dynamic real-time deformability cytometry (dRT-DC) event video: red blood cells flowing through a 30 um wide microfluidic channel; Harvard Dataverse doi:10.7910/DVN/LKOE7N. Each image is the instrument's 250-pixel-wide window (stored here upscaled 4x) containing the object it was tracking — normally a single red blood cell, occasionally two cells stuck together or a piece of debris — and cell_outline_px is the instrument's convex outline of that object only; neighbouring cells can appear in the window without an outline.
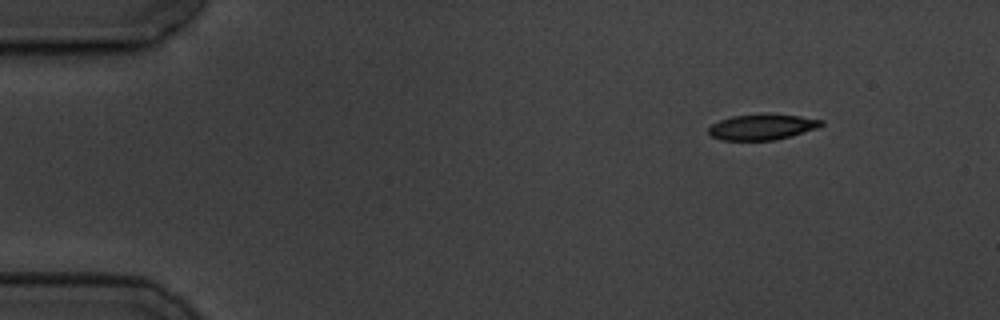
{"species": "common noctule bat (a hibernating species)", "species_latin": "Nyctalus noctula", "temperature_condition": "cold", "stored_images_in_passage": 5, "segment_of_instrument_passage": [1, 2], "camera_frame_rate_fps": 3000, "um_per_image_px": 0.085, "animal": {"sex": "male", "body_mass_g": 19.5, "forearm_length_mm": 54.6}, "frame": {"image": 1, "passage_image": 1, "time_ms": 0.0, "image_size_px": [1000, 320], "cell_outline_px": [[824, 124], [816, 128], [792, 136], [776, 140], [720, 140], [712, 136], [708, 132], [708, 128], [712, 124], [720, 120], [732, 116], [764, 112], [768, 112], [800, 116], [824, 120]], "centroid_in_image_um": [64.79, 10.77], "position_along_channel_um": 20.2, "area_um2": 17.28}}